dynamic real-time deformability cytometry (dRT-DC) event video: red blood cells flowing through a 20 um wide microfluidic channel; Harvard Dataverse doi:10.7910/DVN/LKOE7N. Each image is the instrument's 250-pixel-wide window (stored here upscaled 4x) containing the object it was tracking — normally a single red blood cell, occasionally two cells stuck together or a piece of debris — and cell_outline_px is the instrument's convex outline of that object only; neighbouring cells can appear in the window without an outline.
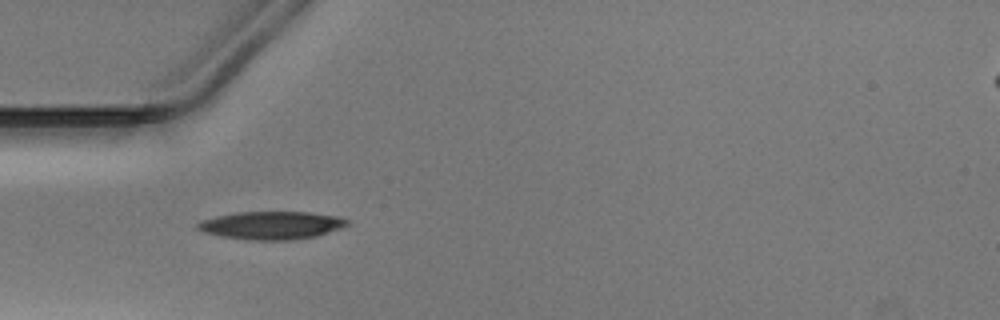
{"species": "Egyptian fruit bat (a non-hibernating species)", "species_latin": "Rousettus aegyptiacus", "temperature_condition": "warm", "stored_images_in_passage": 36, "camera_frame_rate_fps": 3000, "um_per_image_px": 0.085, "animal": {"sex": "male"}, "frame": {"image": 1, "passage_image": 1, "time_ms": 0.0, "image_size_px": [1000, 320], "cell_outline_px": [[352, 224], [316, 236], [292, 240], [248, 240], [220, 236], [204, 232], [196, 228], [196, 224], [200, 220], [216, 216], [236, 212], [308, 212], [340, 216], [348, 220]], "centroid_in_image_um": [23.08, 19.15], "position_along_channel_um": 61.9, "area_um2": 24.57}}
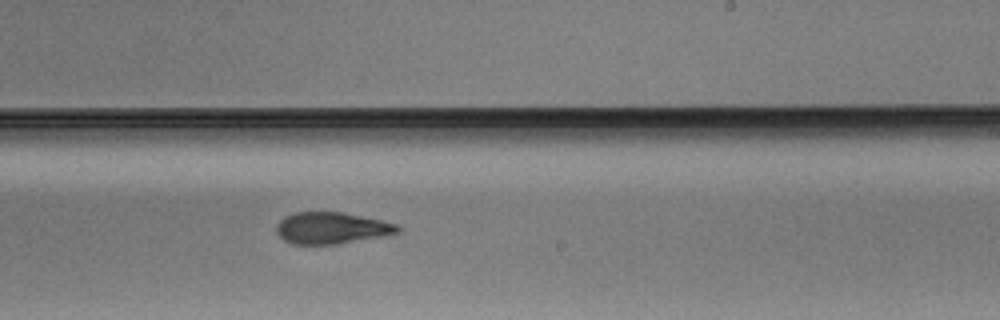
{"frame": {"image": 2, "passage_image": 16, "time_ms": 5.0, "image_size_px": [1000, 320], "cell_outline_px": [[400, 232], [380, 236], [336, 244], [292, 244], [284, 240], [276, 232], [276, 224], [284, 216], [292, 212], [340, 212], [380, 220], [396, 224], [400, 228]], "centroid_in_image_um": [28.11, 19.38], "position_along_channel_um": 260.9, "area_um2": 22.08}}
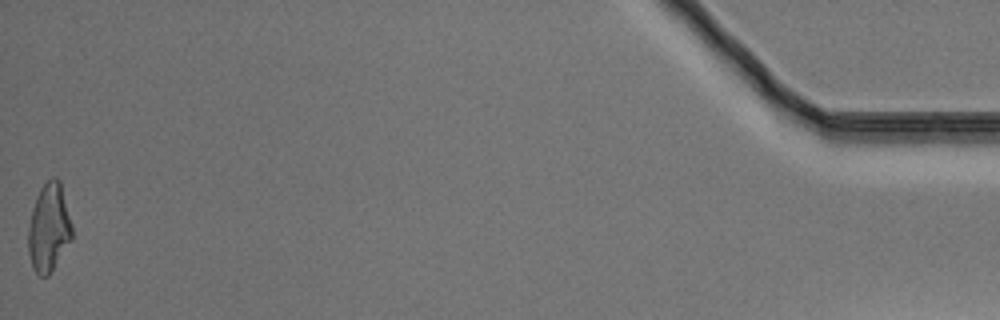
{"frame": {"image": 3, "passage_image": 36, "time_ms": 11.667, "image_size_px": [1000, 320], "cell_outline_px": [[72, 240], [48, 276], [40, 276], [32, 268], [28, 252], [28, 224], [32, 208], [36, 196], [40, 188], [52, 176], [56, 176], [60, 180], [72, 224]], "centroid_in_image_um": [4.15, 19.34], "position_along_channel_um": 431.1, "area_um2": 22.77}}